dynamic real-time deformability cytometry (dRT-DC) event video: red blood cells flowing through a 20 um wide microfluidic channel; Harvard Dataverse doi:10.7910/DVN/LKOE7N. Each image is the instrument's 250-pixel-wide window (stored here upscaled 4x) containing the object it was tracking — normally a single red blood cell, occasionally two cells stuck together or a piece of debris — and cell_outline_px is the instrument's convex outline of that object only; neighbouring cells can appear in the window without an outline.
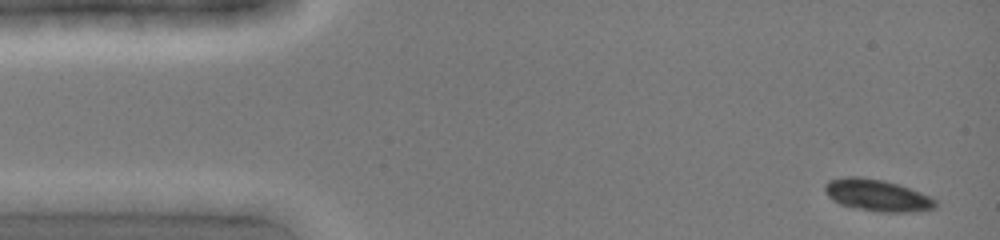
{"species": "common noctule bat (a hibernating species)", "species_latin": "Nyctalus noctula", "temperature_condition": "cold", "stored_images_in_passage": 2, "camera_frame_rate_fps": 3000, "um_per_image_px": 0.085, "animal": {"sex": "female", "body_mass_g": 19.0, "forearm_length_mm": 51.5}, "frame": {"image": 1, "passage_image": 1, "time_ms": 0.0, "image_size_px": [1000, 240], "cell_outline_px": [[936, 208], [908, 212], [880, 212], [840, 204], [832, 200], [824, 192], [824, 184], [828, 180], [848, 176], [860, 176], [880, 180], [896, 184], [932, 196], [936, 200]], "centroid_in_image_um": [74.54, 16.59], "position_along_channel_um": 10.5, "area_um2": 20.35}}